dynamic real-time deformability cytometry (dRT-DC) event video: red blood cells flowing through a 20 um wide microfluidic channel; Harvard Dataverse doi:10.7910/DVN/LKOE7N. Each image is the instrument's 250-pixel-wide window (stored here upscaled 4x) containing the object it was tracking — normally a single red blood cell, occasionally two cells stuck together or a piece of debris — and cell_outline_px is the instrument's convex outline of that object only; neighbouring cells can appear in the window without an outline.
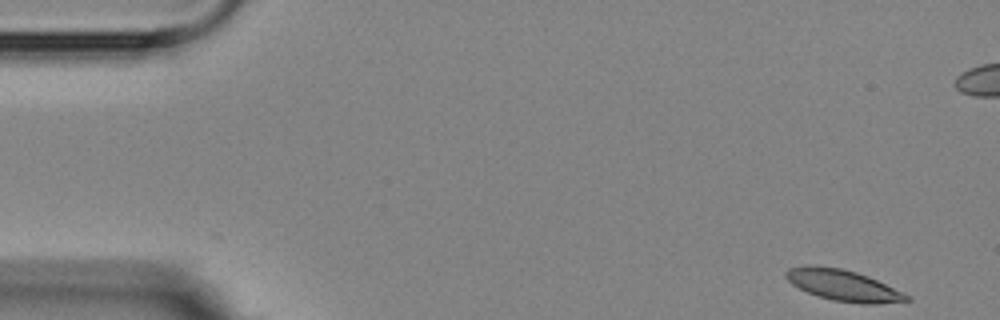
{"species": "Egyptian fruit bat (a non-hibernating species)", "species_latin": "Rousettus aegyptiacus", "temperature_condition": "room temperature", "stored_images_in_passage": 12, "segment_of_instrument_passage": [1, 2], "camera_frame_rate_fps": 3000, "um_per_image_px": 0.085, "animal": {"sex": "female"}, "frame": {"image": 1, "passage_image": 1, "time_ms": 0.0, "image_size_px": [1000, 320], "cell_outline_px": [[912, 300], [880, 304], [860, 304], [832, 300], [808, 292], [792, 284], [784, 276], [784, 272], [788, 268], [804, 264], [816, 264], [840, 268], [856, 272], [868, 276], [912, 296]], "centroid_in_image_um": [71.67, 24.24], "position_along_channel_um": 13.3, "area_um2": 22.2}}
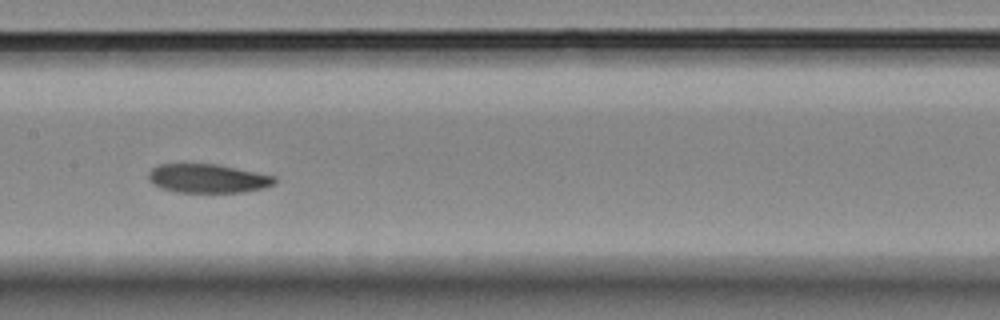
{"frame": {"image": 2, "passage_image": 7, "time_ms": 8.0, "image_size_px": [1000, 320], "cell_outline_px": [[276, 184], [264, 188], [244, 192], [176, 192], [160, 188], [152, 184], [148, 180], [148, 172], [152, 168], [160, 164], [216, 164], [276, 176]], "centroid_in_image_um": [17.65, 15.17], "position_along_channel_um": 189.7, "area_um2": 21.33}}
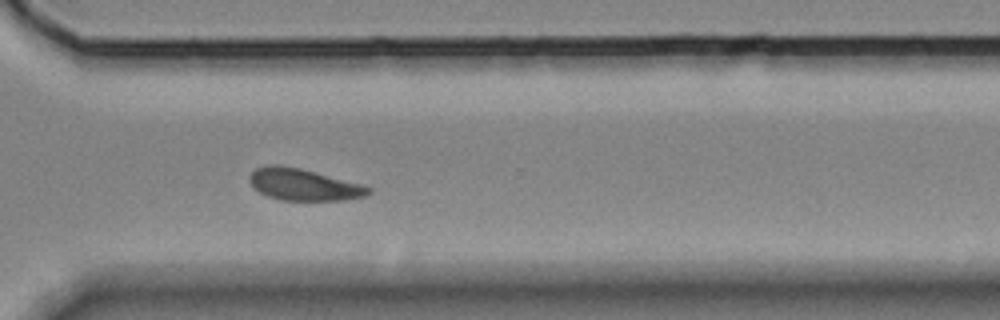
{"frame": {"image": 3, "passage_image": 11, "time_ms": 12.333, "image_size_px": [1000, 320], "cell_outline_px": [[372, 192], [368, 196], [344, 200], [280, 200], [268, 196], [252, 188], [248, 180], [248, 176], [256, 168], [264, 164], [276, 164], [300, 168], [364, 184], [372, 188]], "centroid_in_image_um": [25.81, 15.68], "position_along_channel_um": 344.8, "area_um2": 22.43}}